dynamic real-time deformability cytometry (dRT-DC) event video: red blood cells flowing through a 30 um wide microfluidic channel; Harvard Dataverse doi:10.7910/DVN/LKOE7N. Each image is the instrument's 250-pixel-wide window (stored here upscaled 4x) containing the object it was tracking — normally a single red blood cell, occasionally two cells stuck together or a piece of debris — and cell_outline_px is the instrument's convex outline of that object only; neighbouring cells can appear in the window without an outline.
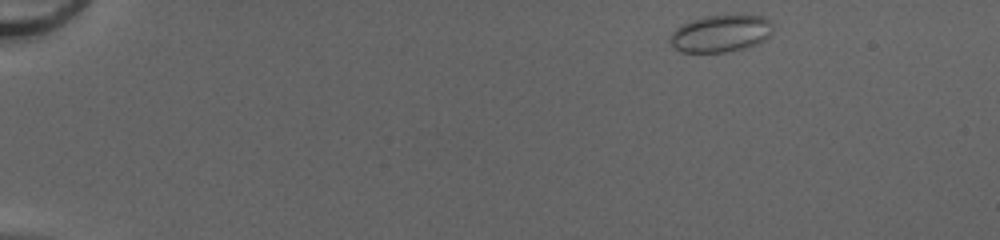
{"species": "common noctule bat (a hibernating species)", "species_latin": "Nyctalus noctula", "temperature_condition": "cold", "stored_images_in_passage": 45, "camera_frame_rate_fps": 3000, "um_per_image_px": 0.085, "animal": {"sex": "female", "body_mass_g": 20.0, "forearm_length_mm": 54.0}, "frame": {"image": 1, "passage_image": 1, "time_ms": 0.0, "image_size_px": [1000, 240], "cell_outline_px": [[768, 36], [764, 40], [756, 44], [724, 52], [684, 52], [676, 48], [672, 44], [672, 32], [676, 28], [692, 20], [704, 16], [760, 16], [768, 20]], "centroid_in_image_um": [61.2, 2.86], "position_along_channel_um": 23.8, "area_um2": 21.15}}
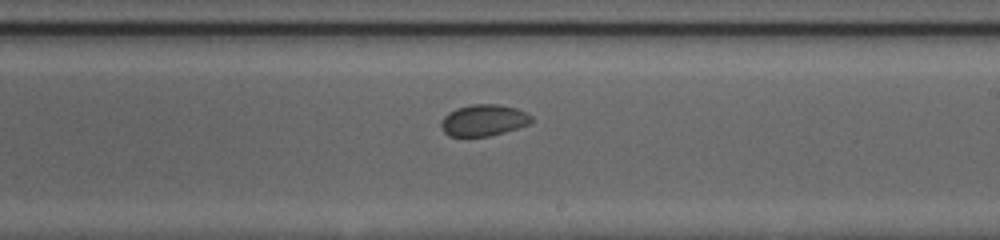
{"frame": {"image": 2, "passage_image": 26, "time_ms": 8.333, "image_size_px": [1000, 240], "cell_outline_px": [[532, 120], [528, 124], [504, 132], [488, 136], [448, 136], [444, 132], [440, 124], [440, 120], [448, 112], [456, 108], [472, 104], [500, 104], [516, 108], [532, 116]], "centroid_in_image_um": [41.07, 10.21], "position_along_channel_um": 247.9, "area_um2": 16.53}}
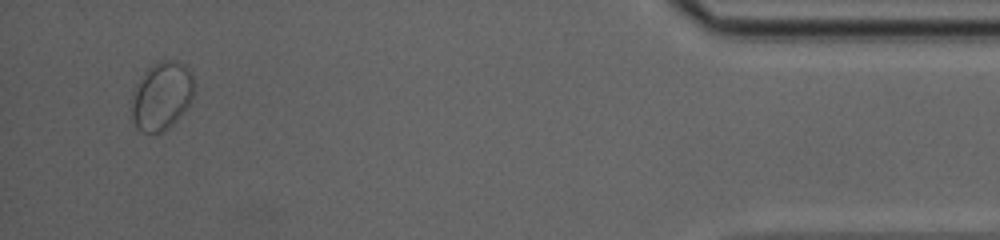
{"frame": {"image": 3, "passage_image": 43, "time_ms": 14.0, "image_size_px": [1000, 240], "cell_outline_px": [[192, 96], [188, 104], [180, 116], [164, 132], [144, 132], [136, 128], [132, 116], [132, 104], [136, 92], [144, 72], [152, 64], [160, 60], [176, 60], [184, 64], [192, 72]], "centroid_in_image_um": [13.76, 8.14], "position_along_channel_um": 421.4, "area_um2": 24.16}, "authors_computed_cell_mechanics": {"area_um2": 17.5712, "velocity_mm_per_s": 4.1429, "shape_relaxation_time_tau1_ms": 2.3167, "shape_relaxation_time_tau2_ms": null, "deformation_change_tau1": 0.0468, "deformation_change_tau2": null}}